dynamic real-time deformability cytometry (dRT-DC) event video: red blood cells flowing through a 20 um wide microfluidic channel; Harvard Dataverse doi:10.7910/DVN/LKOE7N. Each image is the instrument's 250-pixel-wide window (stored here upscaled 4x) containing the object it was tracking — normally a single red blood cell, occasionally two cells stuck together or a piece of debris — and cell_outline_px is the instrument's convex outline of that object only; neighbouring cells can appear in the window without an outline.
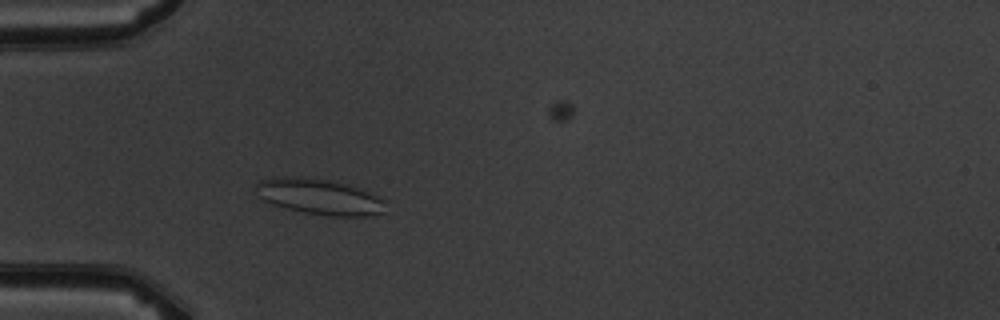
{"species": "common noctule bat (a hibernating species)", "species_latin": "Nyctalus noctula", "temperature_condition": "warm", "stored_images_in_passage": 4, "camera_frame_rate_fps": 3000, "um_per_image_px": 0.085, "animal": {"sex": "male", "body_mass_g": 19.5, "forearm_length_mm": 54.6}, "frame": {"image": 1, "passage_image": 4, "time_ms": 3.333, "image_size_px": [1000, 320], "cell_outline_px": [[388, 200], [384, 212], [364, 216], [328, 216], [304, 212], [272, 204], [264, 200], [260, 196], [256, 184], [260, 180], [276, 176], [304, 176], [348, 184]], "centroid_in_image_um": [27.19, 16.71], "position_along_channel_um": 57.8, "area_um2": 26.99}}